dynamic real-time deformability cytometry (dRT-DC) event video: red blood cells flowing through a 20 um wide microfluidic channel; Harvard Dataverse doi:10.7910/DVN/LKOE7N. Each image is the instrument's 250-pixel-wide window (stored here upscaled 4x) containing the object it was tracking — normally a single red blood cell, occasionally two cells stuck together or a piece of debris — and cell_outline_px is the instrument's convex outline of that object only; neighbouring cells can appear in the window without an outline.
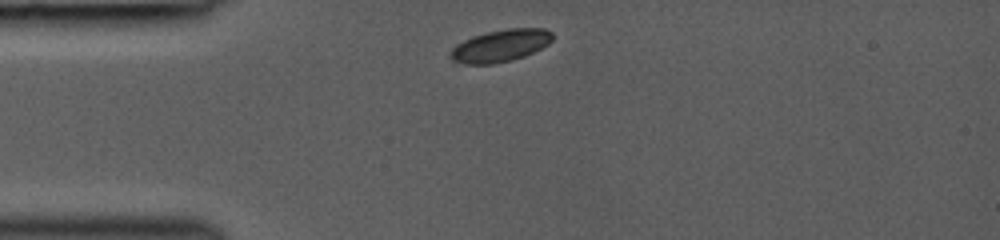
{"species": "common noctule bat (a hibernating species)", "species_latin": "Nyctalus noctula", "temperature_condition": "room temperature", "stored_images_in_passage": 3, "camera_frame_rate_fps": 3000, "um_per_image_px": 0.085, "animal": {"sex": "female", "body_mass_g": 19.0, "forearm_length_mm": 53.3}, "frame": {"image": 1, "passage_image": 1, "time_ms": 0.0, "image_size_px": [1000, 240], "cell_outline_px": [[552, 40], [548, 44], [524, 56], [492, 64], [464, 64], [452, 60], [448, 56], [452, 48], [456, 44], [472, 36], [488, 32], [508, 28], [544, 28], [552, 32]], "centroid_in_image_um": [42.5, 3.88], "position_along_channel_um": 42.5, "area_um2": 19.02}}